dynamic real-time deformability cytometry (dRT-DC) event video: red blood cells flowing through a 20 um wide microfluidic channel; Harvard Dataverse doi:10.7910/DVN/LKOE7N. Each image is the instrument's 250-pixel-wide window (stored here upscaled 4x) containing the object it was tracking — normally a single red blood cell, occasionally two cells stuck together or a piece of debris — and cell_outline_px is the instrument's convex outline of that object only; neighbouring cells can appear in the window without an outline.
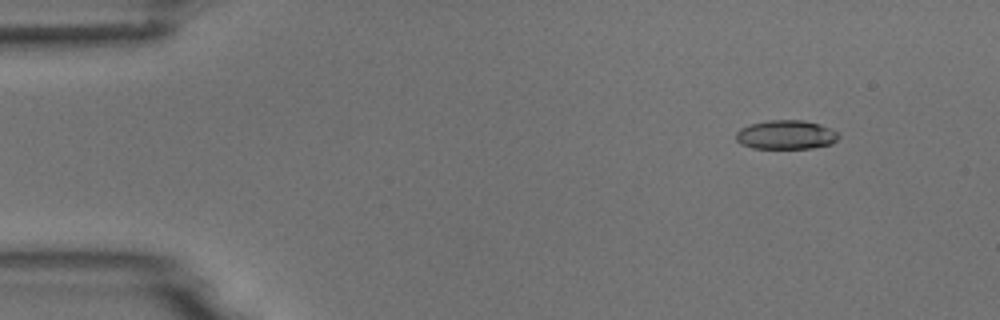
{"species": "common noctule bat (a hibernating species)", "species_latin": "Nyctalus noctula", "temperature_condition": "room temperature", "stored_images_in_passage": 5, "camera_frame_rate_fps": 3000, "um_per_image_px": 0.085, "animal": {"sex": "male", "body_mass_g": 18.8}, "frame": {"image": 1, "passage_image": 2, "time_ms": 1.333, "image_size_px": [1000, 320], "cell_outline_px": [[840, 136], [832, 144], [812, 148], [752, 148], [740, 144], [736, 140], [736, 132], [740, 128], [752, 124], [768, 120], [804, 120], [820, 124], [836, 132]], "centroid_in_image_um": [66.79, 11.46], "position_along_channel_um": 18.2, "area_um2": 17.34}}
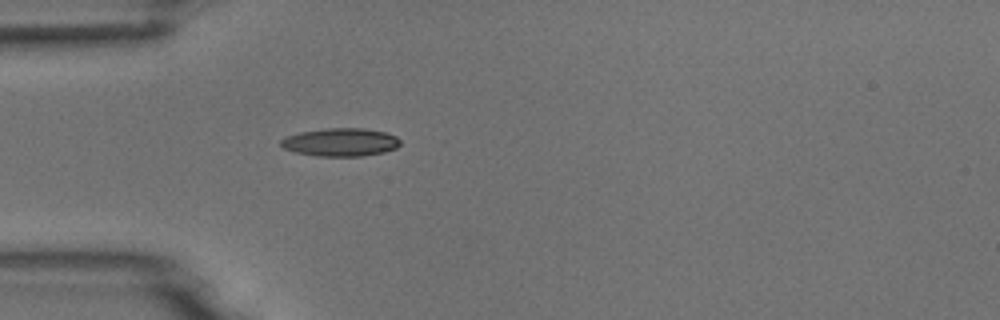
{"frame": {"image": 2, "passage_image": 5, "time_ms": 4.667, "image_size_px": [1000, 320], "cell_outline_px": [[400, 144], [396, 148], [384, 152], [364, 156], [316, 156], [296, 152], [284, 148], [280, 144], [280, 140], [288, 136], [300, 132], [328, 128], [364, 128], [384, 132], [396, 136], [400, 140]], "centroid_in_image_um": [28.97, 12.09], "position_along_channel_um": 56.0, "area_um2": 19.48}}